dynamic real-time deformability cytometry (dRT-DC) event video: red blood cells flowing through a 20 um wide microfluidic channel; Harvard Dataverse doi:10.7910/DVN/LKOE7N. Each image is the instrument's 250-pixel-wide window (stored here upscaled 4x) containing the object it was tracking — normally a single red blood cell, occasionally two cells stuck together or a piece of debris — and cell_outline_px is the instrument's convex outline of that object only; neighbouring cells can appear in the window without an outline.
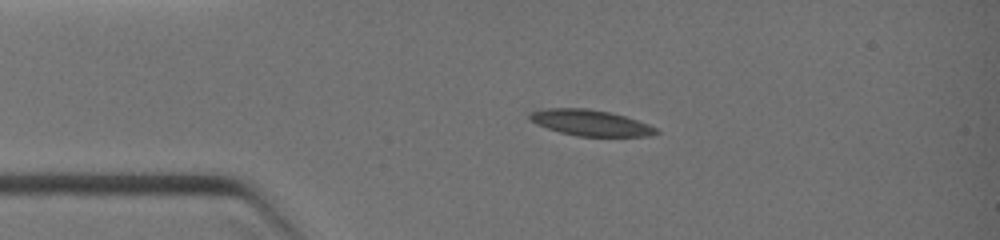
{"species": "common noctule bat (a hibernating species)", "species_latin": "Nyctalus noctula", "temperature_condition": "warm", "stored_images_in_passage": 6, "camera_frame_rate_fps": 3000, "um_per_image_px": 0.085, "animal": {"sex": "female", "body_mass_g": 19.0, "forearm_length_mm": 51.5}, "frame": {"image": 1, "passage_image": 2, "time_ms": 0.333, "image_size_px": [1000, 240], "cell_outline_px": [[660, 132], [652, 136], [576, 136], [560, 132], [536, 124], [528, 120], [528, 116], [532, 112], [548, 108], [588, 108], [608, 112], [624, 116], [648, 124], [656, 128]], "centroid_in_image_um": [50.18, 10.44], "position_along_channel_um": 34.8, "area_um2": 19.02}}
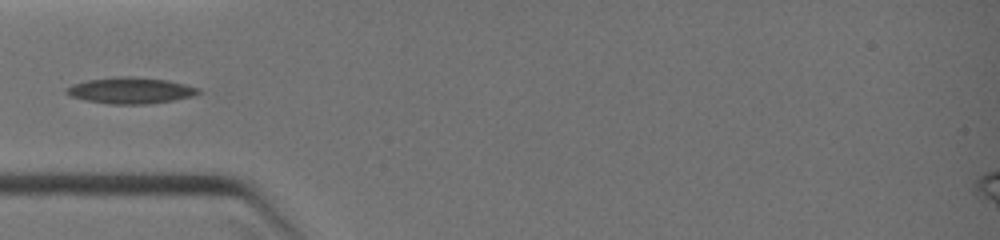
{"frame": {"image": 2, "passage_image": 5, "time_ms": 1.667, "image_size_px": [1000, 240], "cell_outline_px": [[200, 92], [192, 96], [172, 100], [148, 104], [108, 104], [84, 100], [72, 96], [64, 92], [64, 88], [72, 84], [88, 80], [116, 76], [132, 76], [168, 80], [200, 88]], "centroid_in_image_um": [11.06, 7.68], "position_along_channel_um": 73.9, "area_um2": 20.23}}